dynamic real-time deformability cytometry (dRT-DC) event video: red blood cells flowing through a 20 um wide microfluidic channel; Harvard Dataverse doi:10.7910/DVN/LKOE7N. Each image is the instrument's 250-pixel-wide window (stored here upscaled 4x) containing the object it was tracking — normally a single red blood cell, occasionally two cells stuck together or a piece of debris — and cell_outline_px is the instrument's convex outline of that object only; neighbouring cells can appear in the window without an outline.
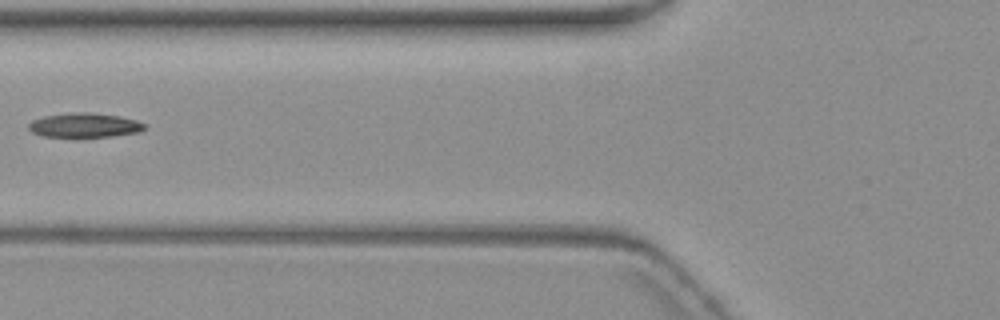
{"species": "common noctule bat (a hibernating species)", "species_latin": "Nyctalus noctula", "temperature_condition": "warm", "stored_images_in_passage": 7, "camera_frame_rate_fps": 3000, "um_per_image_px": 0.085, "animal": {"sex": "female", "body_mass_g": 19.3, "forearm_length_mm": 54.1}, "frame": {"image": 1, "passage_image": 6, "time_ms": 9.0, "image_size_px": [1000, 320], "cell_outline_px": [[148, 124], [140, 132], [112, 136], [76, 140], [44, 136], [32, 132], [28, 128], [28, 124], [32, 120], [44, 116], [72, 112], [92, 112], [120, 116], [136, 120]], "centroid_in_image_um": [7.18, 10.68], "position_along_channel_um": 118.6, "area_um2": 17.4}}
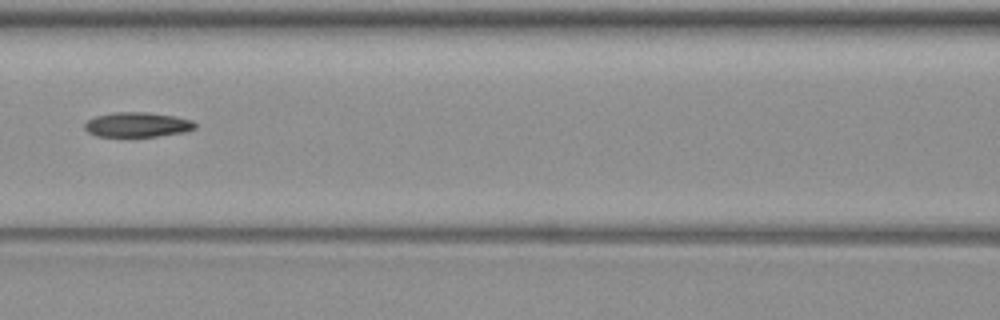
{"frame": {"image": 2, "passage_image": 7, "time_ms": 10.0, "image_size_px": [1000, 320], "cell_outline_px": [[196, 128], [184, 132], [156, 136], [96, 136], [88, 132], [84, 128], [84, 124], [88, 120], [96, 116], [116, 112], [148, 112], [176, 116], [192, 120], [196, 124]], "centroid_in_image_um": [11.69, 10.59], "position_along_channel_um": 154.9, "area_um2": 15.9}}